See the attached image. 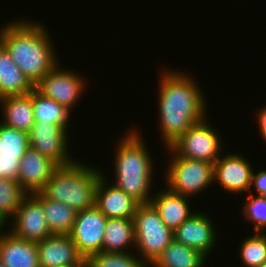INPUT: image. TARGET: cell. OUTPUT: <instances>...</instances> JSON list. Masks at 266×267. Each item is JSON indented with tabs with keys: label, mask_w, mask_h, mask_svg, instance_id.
Here are the masks:
<instances>
[{
	"label": "cell",
	"mask_w": 266,
	"mask_h": 267,
	"mask_svg": "<svg viewBox=\"0 0 266 267\" xmlns=\"http://www.w3.org/2000/svg\"><path fill=\"white\" fill-rule=\"evenodd\" d=\"M133 252L94 253L85 260V267H148Z\"/></svg>",
	"instance_id": "cell-25"
},
{
	"label": "cell",
	"mask_w": 266,
	"mask_h": 267,
	"mask_svg": "<svg viewBox=\"0 0 266 267\" xmlns=\"http://www.w3.org/2000/svg\"><path fill=\"white\" fill-rule=\"evenodd\" d=\"M210 216L196 211L184 221L174 232V240L185 246L199 250L208 257L215 248L218 238L216 228Z\"/></svg>",
	"instance_id": "cell-13"
},
{
	"label": "cell",
	"mask_w": 266,
	"mask_h": 267,
	"mask_svg": "<svg viewBox=\"0 0 266 267\" xmlns=\"http://www.w3.org/2000/svg\"><path fill=\"white\" fill-rule=\"evenodd\" d=\"M135 252L150 267L174 239L151 203L139 204L133 217Z\"/></svg>",
	"instance_id": "cell-5"
},
{
	"label": "cell",
	"mask_w": 266,
	"mask_h": 267,
	"mask_svg": "<svg viewBox=\"0 0 266 267\" xmlns=\"http://www.w3.org/2000/svg\"><path fill=\"white\" fill-rule=\"evenodd\" d=\"M35 85L23 74L11 55L0 44V99L30 93Z\"/></svg>",
	"instance_id": "cell-20"
},
{
	"label": "cell",
	"mask_w": 266,
	"mask_h": 267,
	"mask_svg": "<svg viewBox=\"0 0 266 267\" xmlns=\"http://www.w3.org/2000/svg\"><path fill=\"white\" fill-rule=\"evenodd\" d=\"M29 147L27 132L0 122V156L22 157Z\"/></svg>",
	"instance_id": "cell-26"
},
{
	"label": "cell",
	"mask_w": 266,
	"mask_h": 267,
	"mask_svg": "<svg viewBox=\"0 0 266 267\" xmlns=\"http://www.w3.org/2000/svg\"><path fill=\"white\" fill-rule=\"evenodd\" d=\"M207 116L194 124L169 148L180 157L214 163L222 154V136L214 129Z\"/></svg>",
	"instance_id": "cell-7"
},
{
	"label": "cell",
	"mask_w": 266,
	"mask_h": 267,
	"mask_svg": "<svg viewBox=\"0 0 266 267\" xmlns=\"http://www.w3.org/2000/svg\"><path fill=\"white\" fill-rule=\"evenodd\" d=\"M82 162L76 159L70 164L59 165L40 193L45 198L65 203L76 212L93 207L103 171Z\"/></svg>",
	"instance_id": "cell-4"
},
{
	"label": "cell",
	"mask_w": 266,
	"mask_h": 267,
	"mask_svg": "<svg viewBox=\"0 0 266 267\" xmlns=\"http://www.w3.org/2000/svg\"><path fill=\"white\" fill-rule=\"evenodd\" d=\"M40 267L85 265L69 235L52 234L37 242Z\"/></svg>",
	"instance_id": "cell-16"
},
{
	"label": "cell",
	"mask_w": 266,
	"mask_h": 267,
	"mask_svg": "<svg viewBox=\"0 0 266 267\" xmlns=\"http://www.w3.org/2000/svg\"><path fill=\"white\" fill-rule=\"evenodd\" d=\"M32 105L35 122L58 124L68 130L71 112L64 106L42 96L35 89L32 91Z\"/></svg>",
	"instance_id": "cell-24"
},
{
	"label": "cell",
	"mask_w": 266,
	"mask_h": 267,
	"mask_svg": "<svg viewBox=\"0 0 266 267\" xmlns=\"http://www.w3.org/2000/svg\"><path fill=\"white\" fill-rule=\"evenodd\" d=\"M137 127H131L118 140L114 151V180L111 183L132 196L140 204L150 203L156 167ZM116 176V177H115ZM152 185V186H151Z\"/></svg>",
	"instance_id": "cell-3"
},
{
	"label": "cell",
	"mask_w": 266,
	"mask_h": 267,
	"mask_svg": "<svg viewBox=\"0 0 266 267\" xmlns=\"http://www.w3.org/2000/svg\"><path fill=\"white\" fill-rule=\"evenodd\" d=\"M255 232L242 239L239 245V257L245 267H259L266 262V233Z\"/></svg>",
	"instance_id": "cell-27"
},
{
	"label": "cell",
	"mask_w": 266,
	"mask_h": 267,
	"mask_svg": "<svg viewBox=\"0 0 266 267\" xmlns=\"http://www.w3.org/2000/svg\"><path fill=\"white\" fill-rule=\"evenodd\" d=\"M132 247H135L133 218H108L104 231L103 251L131 252Z\"/></svg>",
	"instance_id": "cell-21"
},
{
	"label": "cell",
	"mask_w": 266,
	"mask_h": 267,
	"mask_svg": "<svg viewBox=\"0 0 266 267\" xmlns=\"http://www.w3.org/2000/svg\"><path fill=\"white\" fill-rule=\"evenodd\" d=\"M189 198L188 196L173 193L164 186L161 191H157L152 196L150 203L157 210L165 226L174 232L196 212L194 210L192 212Z\"/></svg>",
	"instance_id": "cell-17"
},
{
	"label": "cell",
	"mask_w": 266,
	"mask_h": 267,
	"mask_svg": "<svg viewBox=\"0 0 266 267\" xmlns=\"http://www.w3.org/2000/svg\"><path fill=\"white\" fill-rule=\"evenodd\" d=\"M214 162V183H219L231 195L250 192L252 174L255 172L250 160L238 153L222 154Z\"/></svg>",
	"instance_id": "cell-12"
},
{
	"label": "cell",
	"mask_w": 266,
	"mask_h": 267,
	"mask_svg": "<svg viewBox=\"0 0 266 267\" xmlns=\"http://www.w3.org/2000/svg\"><path fill=\"white\" fill-rule=\"evenodd\" d=\"M21 158L0 156V176L2 178L17 180Z\"/></svg>",
	"instance_id": "cell-30"
},
{
	"label": "cell",
	"mask_w": 266,
	"mask_h": 267,
	"mask_svg": "<svg viewBox=\"0 0 266 267\" xmlns=\"http://www.w3.org/2000/svg\"><path fill=\"white\" fill-rule=\"evenodd\" d=\"M160 73L158 124L166 148L206 117L208 103L202 88L189 73L172 68H164Z\"/></svg>",
	"instance_id": "cell-1"
},
{
	"label": "cell",
	"mask_w": 266,
	"mask_h": 267,
	"mask_svg": "<svg viewBox=\"0 0 266 267\" xmlns=\"http://www.w3.org/2000/svg\"><path fill=\"white\" fill-rule=\"evenodd\" d=\"M207 259L199 250L173 239L150 267H204Z\"/></svg>",
	"instance_id": "cell-22"
},
{
	"label": "cell",
	"mask_w": 266,
	"mask_h": 267,
	"mask_svg": "<svg viewBox=\"0 0 266 267\" xmlns=\"http://www.w3.org/2000/svg\"><path fill=\"white\" fill-rule=\"evenodd\" d=\"M104 174L96 187L95 206L107 218H133L140 203L114 183L109 185Z\"/></svg>",
	"instance_id": "cell-15"
},
{
	"label": "cell",
	"mask_w": 266,
	"mask_h": 267,
	"mask_svg": "<svg viewBox=\"0 0 266 267\" xmlns=\"http://www.w3.org/2000/svg\"><path fill=\"white\" fill-rule=\"evenodd\" d=\"M42 205L51 234L69 235L77 212L65 203L45 198L43 195Z\"/></svg>",
	"instance_id": "cell-23"
},
{
	"label": "cell",
	"mask_w": 266,
	"mask_h": 267,
	"mask_svg": "<svg viewBox=\"0 0 266 267\" xmlns=\"http://www.w3.org/2000/svg\"><path fill=\"white\" fill-rule=\"evenodd\" d=\"M58 63L49 71L36 85L35 90L42 96L53 99L58 104L64 106L68 111H72L77 102L85 93L87 81L83 75L65 69ZM62 67V68H60ZM71 70V71H70Z\"/></svg>",
	"instance_id": "cell-8"
},
{
	"label": "cell",
	"mask_w": 266,
	"mask_h": 267,
	"mask_svg": "<svg viewBox=\"0 0 266 267\" xmlns=\"http://www.w3.org/2000/svg\"><path fill=\"white\" fill-rule=\"evenodd\" d=\"M9 222L5 217H3L1 214H0V235H2L3 233L7 232L5 227V225ZM5 229V230H4Z\"/></svg>",
	"instance_id": "cell-33"
},
{
	"label": "cell",
	"mask_w": 266,
	"mask_h": 267,
	"mask_svg": "<svg viewBox=\"0 0 266 267\" xmlns=\"http://www.w3.org/2000/svg\"><path fill=\"white\" fill-rule=\"evenodd\" d=\"M246 197L241 209L243 218L253 224L255 232H266V199L251 192Z\"/></svg>",
	"instance_id": "cell-29"
},
{
	"label": "cell",
	"mask_w": 266,
	"mask_h": 267,
	"mask_svg": "<svg viewBox=\"0 0 266 267\" xmlns=\"http://www.w3.org/2000/svg\"><path fill=\"white\" fill-rule=\"evenodd\" d=\"M13 220V221H11ZM8 231L27 241L39 242L51 236L42 205V194H27L16 214L9 220ZM13 222V223H12Z\"/></svg>",
	"instance_id": "cell-9"
},
{
	"label": "cell",
	"mask_w": 266,
	"mask_h": 267,
	"mask_svg": "<svg viewBox=\"0 0 266 267\" xmlns=\"http://www.w3.org/2000/svg\"><path fill=\"white\" fill-rule=\"evenodd\" d=\"M60 267H85V265H71V266H60Z\"/></svg>",
	"instance_id": "cell-34"
},
{
	"label": "cell",
	"mask_w": 266,
	"mask_h": 267,
	"mask_svg": "<svg viewBox=\"0 0 266 267\" xmlns=\"http://www.w3.org/2000/svg\"><path fill=\"white\" fill-rule=\"evenodd\" d=\"M256 116V121L258 124V129L261 138H263V141L266 142V105L264 107L259 108V111Z\"/></svg>",
	"instance_id": "cell-32"
},
{
	"label": "cell",
	"mask_w": 266,
	"mask_h": 267,
	"mask_svg": "<svg viewBox=\"0 0 266 267\" xmlns=\"http://www.w3.org/2000/svg\"><path fill=\"white\" fill-rule=\"evenodd\" d=\"M26 195L17 180L0 178V214L9 221Z\"/></svg>",
	"instance_id": "cell-28"
},
{
	"label": "cell",
	"mask_w": 266,
	"mask_h": 267,
	"mask_svg": "<svg viewBox=\"0 0 266 267\" xmlns=\"http://www.w3.org/2000/svg\"><path fill=\"white\" fill-rule=\"evenodd\" d=\"M259 267H266V262L262 265H260Z\"/></svg>",
	"instance_id": "cell-36"
},
{
	"label": "cell",
	"mask_w": 266,
	"mask_h": 267,
	"mask_svg": "<svg viewBox=\"0 0 266 267\" xmlns=\"http://www.w3.org/2000/svg\"><path fill=\"white\" fill-rule=\"evenodd\" d=\"M165 149L173 156H169L171 159L163 174L167 189L192 198L214 184V163L187 159L177 156L169 147Z\"/></svg>",
	"instance_id": "cell-6"
},
{
	"label": "cell",
	"mask_w": 266,
	"mask_h": 267,
	"mask_svg": "<svg viewBox=\"0 0 266 267\" xmlns=\"http://www.w3.org/2000/svg\"><path fill=\"white\" fill-rule=\"evenodd\" d=\"M255 190L254 194L257 196H262L266 199V170H260L256 174L253 172L250 191L251 189Z\"/></svg>",
	"instance_id": "cell-31"
},
{
	"label": "cell",
	"mask_w": 266,
	"mask_h": 267,
	"mask_svg": "<svg viewBox=\"0 0 266 267\" xmlns=\"http://www.w3.org/2000/svg\"><path fill=\"white\" fill-rule=\"evenodd\" d=\"M59 165L29 147L20 159L17 181L27 194L40 192Z\"/></svg>",
	"instance_id": "cell-14"
},
{
	"label": "cell",
	"mask_w": 266,
	"mask_h": 267,
	"mask_svg": "<svg viewBox=\"0 0 266 267\" xmlns=\"http://www.w3.org/2000/svg\"><path fill=\"white\" fill-rule=\"evenodd\" d=\"M0 267H6V266L2 263L1 260H0Z\"/></svg>",
	"instance_id": "cell-35"
},
{
	"label": "cell",
	"mask_w": 266,
	"mask_h": 267,
	"mask_svg": "<svg viewBox=\"0 0 266 267\" xmlns=\"http://www.w3.org/2000/svg\"><path fill=\"white\" fill-rule=\"evenodd\" d=\"M26 20L16 19L3 24L0 44L23 74L36 85L60 61L46 27L39 21Z\"/></svg>",
	"instance_id": "cell-2"
},
{
	"label": "cell",
	"mask_w": 266,
	"mask_h": 267,
	"mask_svg": "<svg viewBox=\"0 0 266 267\" xmlns=\"http://www.w3.org/2000/svg\"><path fill=\"white\" fill-rule=\"evenodd\" d=\"M0 260L6 267H40L37 243L7 230L0 235Z\"/></svg>",
	"instance_id": "cell-18"
},
{
	"label": "cell",
	"mask_w": 266,
	"mask_h": 267,
	"mask_svg": "<svg viewBox=\"0 0 266 267\" xmlns=\"http://www.w3.org/2000/svg\"><path fill=\"white\" fill-rule=\"evenodd\" d=\"M2 106L3 121L6 126L22 130L27 133L31 131L35 123L32 91L21 96H8L0 99Z\"/></svg>",
	"instance_id": "cell-19"
},
{
	"label": "cell",
	"mask_w": 266,
	"mask_h": 267,
	"mask_svg": "<svg viewBox=\"0 0 266 267\" xmlns=\"http://www.w3.org/2000/svg\"><path fill=\"white\" fill-rule=\"evenodd\" d=\"M68 130L62 125L35 122L29 134L30 147L52 159L58 165H67L75 159L69 154Z\"/></svg>",
	"instance_id": "cell-11"
},
{
	"label": "cell",
	"mask_w": 266,
	"mask_h": 267,
	"mask_svg": "<svg viewBox=\"0 0 266 267\" xmlns=\"http://www.w3.org/2000/svg\"><path fill=\"white\" fill-rule=\"evenodd\" d=\"M107 220L108 218L95 205L77 212L69 236L84 260L94 253L103 251Z\"/></svg>",
	"instance_id": "cell-10"
}]
</instances>
